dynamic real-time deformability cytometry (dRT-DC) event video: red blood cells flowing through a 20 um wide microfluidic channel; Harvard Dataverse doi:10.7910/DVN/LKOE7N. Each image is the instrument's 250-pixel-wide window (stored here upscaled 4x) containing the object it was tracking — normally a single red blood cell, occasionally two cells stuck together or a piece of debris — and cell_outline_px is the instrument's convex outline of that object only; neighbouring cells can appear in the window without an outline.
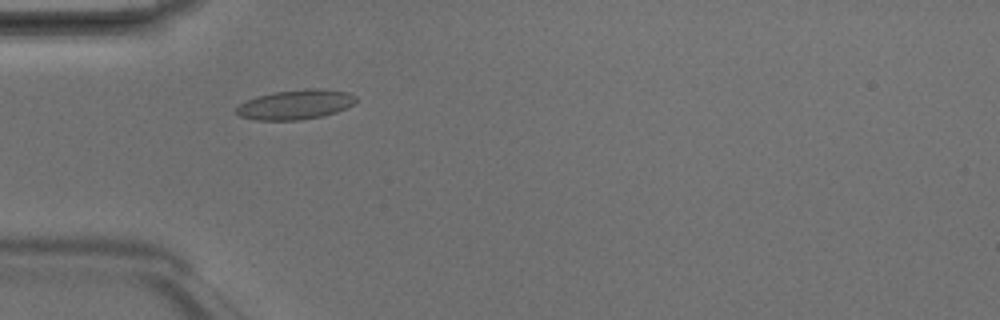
{"species": "Egyptian fruit bat (a non-hibernating species)", "species_latin": "Rousettus aegyptiacus", "temperature_condition": "room temperature", "stored_images_in_passage": 6, "camera_frame_rate_fps": 3000, "um_per_image_px": 0.085, "animal": {"sex": "male"}, "frame": {"image": 1, "passage_image": 4, "time_ms": 1.0, "image_size_px": [1000, 320], "cell_outline_px": [[356, 100], [352, 104], [336, 112], [320, 116], [300, 120], [256, 120], [240, 116], [236, 112], [236, 108], [240, 104], [256, 96], [276, 92], [308, 88], [320, 88], [348, 92], [356, 96]], "centroid_in_image_um": [25.11, 8.88], "position_along_channel_um": 59.9, "area_um2": 20.46}}
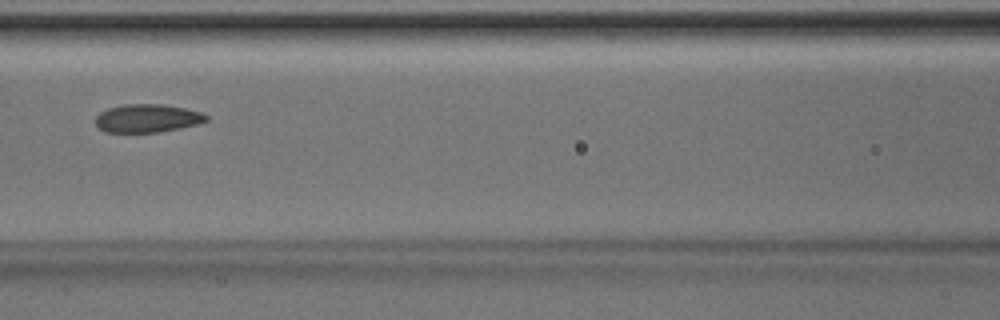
{"frame": {"image": 2, "passage_image": 6, "time_ms": 1.667, "image_size_px": [1000, 320], "cell_outline_px": [[208, 120], [196, 124], [160, 132], [104, 132], [96, 124], [96, 116], [100, 112], [108, 108], [124, 104], [160, 104], [184, 108], [200, 112], [208, 116]], "centroid_in_image_um": [12.49, 10.05], "position_along_channel_um": 154.1, "area_um2": 18.03}}